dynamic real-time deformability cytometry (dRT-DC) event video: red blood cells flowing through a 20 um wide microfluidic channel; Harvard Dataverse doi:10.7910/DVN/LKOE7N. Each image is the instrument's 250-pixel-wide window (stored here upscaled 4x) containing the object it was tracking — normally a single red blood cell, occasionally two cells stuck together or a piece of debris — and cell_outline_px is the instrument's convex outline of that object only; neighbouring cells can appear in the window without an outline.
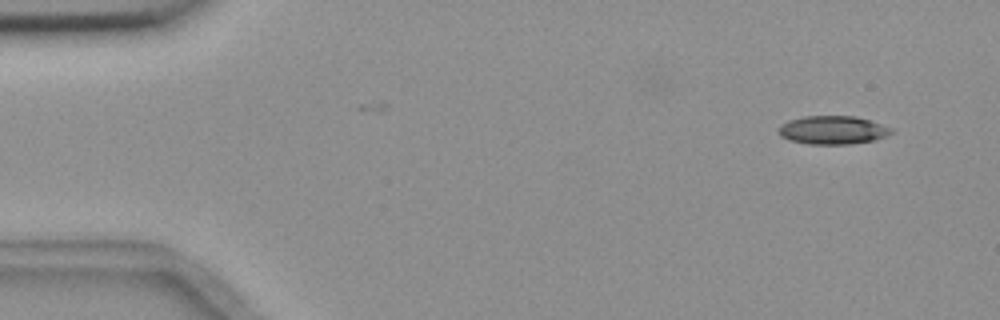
{"species": "common noctule bat (a hibernating species)", "species_latin": "Nyctalus noctula", "temperature_condition": "room temperature", "stored_images_in_passage": 5, "camera_frame_rate_fps": 3000, "um_per_image_px": 0.085, "animal": {"sex": "female", "body_mass_g": 18.4}, "frame": {"image": 1, "passage_image": 1, "time_ms": 0.0, "image_size_px": [1000, 320], "cell_outline_px": [[892, 132], [876, 140], [848, 144], [808, 144], [788, 140], [780, 136], [780, 124], [788, 120], [804, 116], [856, 116], [892, 128]], "centroid_in_image_um": [70.75, 11.05], "position_along_channel_um": 14.3, "area_um2": 18.55}}
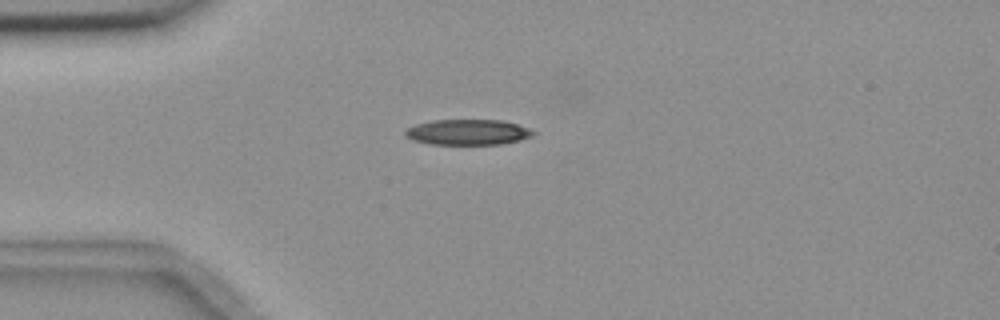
{"frame": {"image": 2, "passage_image": 3, "time_ms": 3.333, "image_size_px": [1000, 320], "cell_outline_px": [[536, 132], [532, 136], [520, 140], [500, 144], [432, 144], [412, 140], [404, 132], [408, 128], [416, 124], [432, 120], [500, 120], [516, 124], [528, 128]], "centroid_in_image_um": [39.77, 11.23], "position_along_channel_um": 45.2, "area_um2": 18.84}}
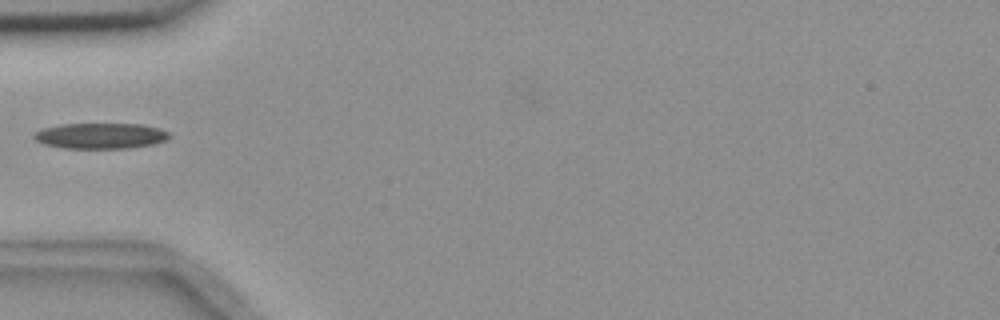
{"frame": {"image": 3, "passage_image": 4, "time_ms": 4.667, "image_size_px": [1000, 320], "cell_outline_px": [[172, 136], [164, 140], [152, 144], [128, 148], [64, 148], [44, 144], [36, 140], [32, 136], [36, 132], [44, 128], [60, 124], [144, 124], [160, 128], [168, 132]], "centroid_in_image_um": [8.56, 11.54], "position_along_channel_um": 76.4, "area_um2": 20.17}}